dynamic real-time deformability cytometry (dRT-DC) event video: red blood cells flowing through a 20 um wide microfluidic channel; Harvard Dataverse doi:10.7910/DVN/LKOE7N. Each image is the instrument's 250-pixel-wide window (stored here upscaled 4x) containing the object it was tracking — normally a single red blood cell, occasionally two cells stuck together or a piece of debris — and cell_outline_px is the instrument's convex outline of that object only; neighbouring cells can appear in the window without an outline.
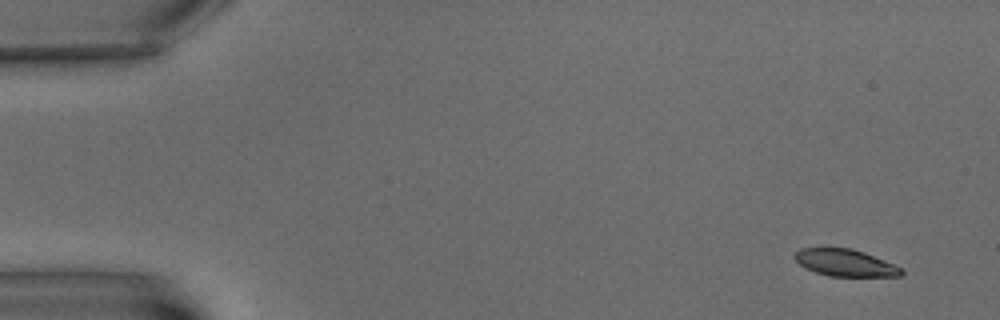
{"species": "common noctule bat (a hibernating species)", "species_latin": "Nyctalus noctula", "temperature_condition": "warm", "stored_images_in_passage": 7, "camera_frame_rate_fps": 3000, "um_per_image_px": 0.085, "animal": {"sex": "male", "body_mass_g": 15.6}, "frame": {"image": 1, "passage_image": 1, "time_ms": 0.0, "image_size_px": [1000, 320], "cell_outline_px": [[904, 272], [900, 276], [828, 276], [816, 272], [800, 264], [792, 256], [800, 248], [852, 248], [864, 252], [892, 264], [900, 268]], "centroid_in_image_um": [71.81, 22.33], "position_along_channel_um": 13.2, "area_um2": 16.47}}
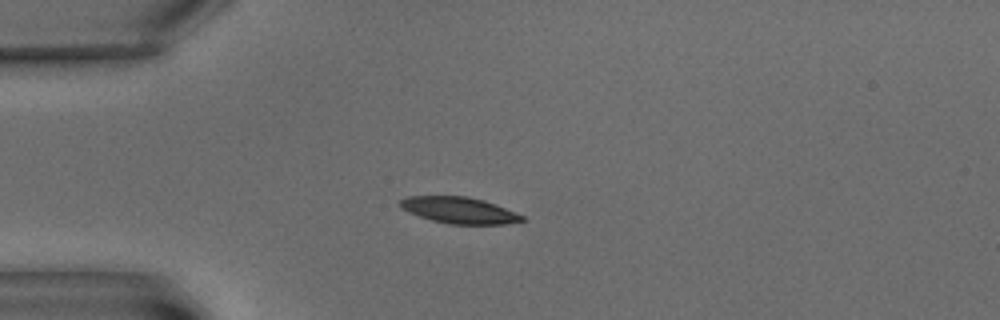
{"frame": {"image": 2, "passage_image": 5, "time_ms": 4.667, "image_size_px": [1000, 320], "cell_outline_px": [[524, 220], [504, 224], [448, 224], [432, 220], [420, 216], [400, 208], [400, 200], [408, 196], [468, 196], [484, 200], [524, 216]], "centroid_in_image_um": [39.01, 17.87], "position_along_channel_um": 46.0, "area_um2": 18.5}}
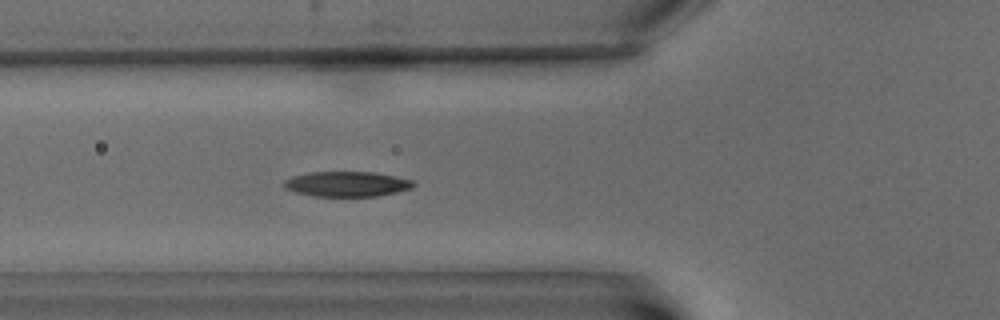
{"frame": {"image": 3, "passage_image": 7, "time_ms": 7.0, "image_size_px": [1000, 320], "cell_outline_px": [[416, 184], [412, 188], [396, 192], [376, 196], [312, 196], [296, 192], [284, 188], [284, 180], [292, 176], [308, 172], [372, 172], [396, 176], [416, 180]], "centroid_in_image_um": [29.51, 15.63], "position_along_channel_um": 96.3, "area_um2": 19.07}}